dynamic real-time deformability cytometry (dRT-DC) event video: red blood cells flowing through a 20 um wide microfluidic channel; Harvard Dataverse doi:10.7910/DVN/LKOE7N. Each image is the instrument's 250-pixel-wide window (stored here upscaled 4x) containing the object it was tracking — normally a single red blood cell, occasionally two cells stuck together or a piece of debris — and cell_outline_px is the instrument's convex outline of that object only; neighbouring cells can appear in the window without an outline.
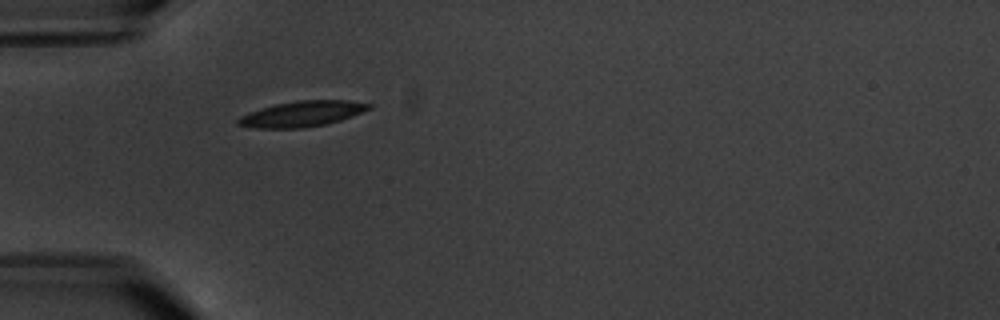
{"species": "common noctule bat (a hibernating species)", "species_latin": "Nyctalus noctula", "temperature_condition": "warm", "stored_images_in_passage": 1, "camera_frame_rate_fps": 3000, "um_per_image_px": 0.085, "animal": {"sex": "male", "body_mass_g": 20.1, "forearm_length_mm": 53.5}, "frame": {"image": 1, "passage_image": 1, "time_ms": 0.0, "image_size_px": [1000, 320], "cell_outline_px": [[372, 108], [340, 120], [324, 124], [304, 128], [256, 128], [236, 124], [236, 120], [240, 116], [248, 112], [260, 108], [276, 104], [300, 100], [348, 100], [372, 104]], "centroid_in_image_um": [25.65, 9.67], "position_along_channel_um": 59.3, "area_um2": 19.42}}